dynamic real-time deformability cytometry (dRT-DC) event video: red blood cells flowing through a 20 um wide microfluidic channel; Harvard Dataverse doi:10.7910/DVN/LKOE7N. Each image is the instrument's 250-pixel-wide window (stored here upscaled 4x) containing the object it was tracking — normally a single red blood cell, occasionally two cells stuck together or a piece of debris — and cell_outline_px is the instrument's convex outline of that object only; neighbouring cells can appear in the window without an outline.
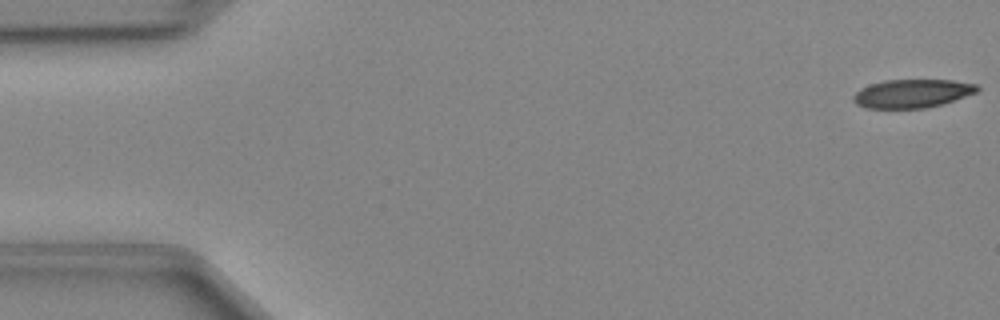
{"species": "Egyptian fruit bat (a non-hibernating species)", "species_latin": "Rousettus aegyptiacus", "temperature_condition": "cold", "stored_images_in_passage": 48, "camera_frame_rate_fps": 3000, "um_per_image_px": 0.085, "animal": {"sex": "female"}, "frame": {"image": 1, "passage_image": 1, "time_ms": 0.0, "image_size_px": [1000, 320], "cell_outline_px": [[980, 88], [976, 92], [944, 104], [924, 108], [864, 108], [856, 104], [852, 100], [852, 96], [860, 88], [884, 80], [952, 80], [976, 84]], "centroid_in_image_um": [77.51, 7.95], "position_along_channel_um": 7.5, "area_um2": 20.58}}
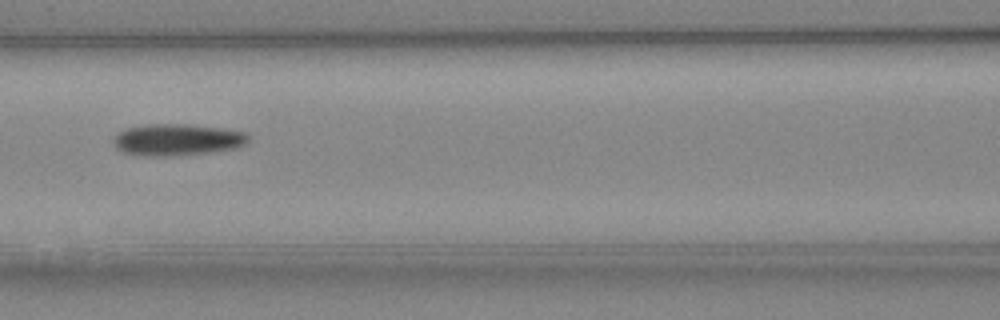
{"frame": {"image": 2, "passage_image": 21, "time_ms": 6.667, "image_size_px": [1000, 320], "cell_outline_px": [[248, 140], [244, 144], [236, 148], [212, 152], [168, 156], [140, 156], [124, 152], [116, 148], [112, 144], [112, 136], [124, 128], [144, 124], [192, 124], [224, 128], [248, 132]], "centroid_in_image_um": [15.02, 11.86], "position_along_channel_um": 151.6, "area_um2": 25.43}}
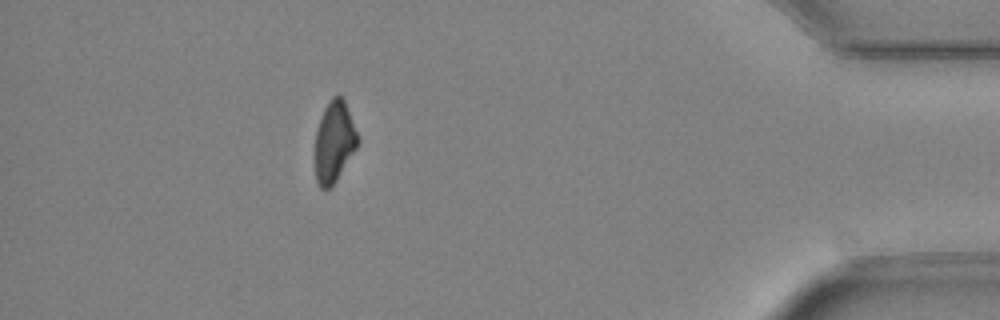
{"frame": {"image": 3, "passage_image": 43, "time_ms": 14.0, "image_size_px": [1000, 320], "cell_outline_px": [[360, 140], [356, 148], [336, 180], [328, 188], [320, 188], [316, 180], [316, 128], [324, 108], [328, 100], [332, 96], [340, 96], [344, 100]], "centroid_in_image_um": [28.4, 12.02], "position_along_channel_um": 406.8, "area_um2": 19.77}}